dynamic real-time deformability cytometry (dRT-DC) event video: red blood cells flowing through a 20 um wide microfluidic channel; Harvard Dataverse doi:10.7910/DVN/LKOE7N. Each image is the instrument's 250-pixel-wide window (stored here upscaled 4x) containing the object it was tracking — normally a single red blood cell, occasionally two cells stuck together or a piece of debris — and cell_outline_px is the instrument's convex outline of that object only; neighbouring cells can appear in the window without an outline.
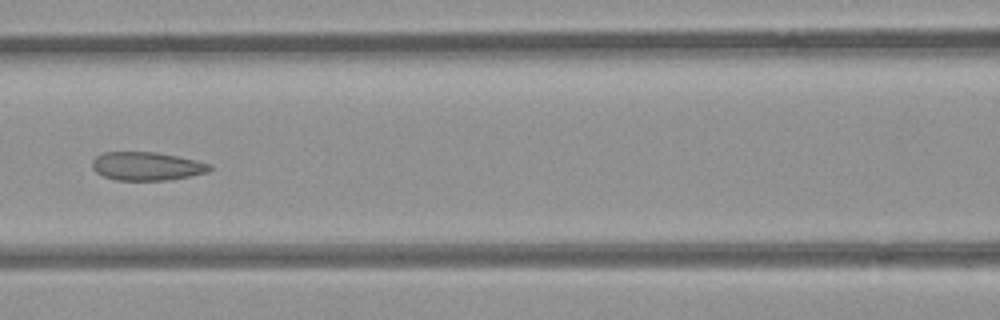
{"species": "common noctule bat (a hibernating species)", "species_latin": "Nyctalus noctula", "temperature_condition": "room temperature", "stored_images_in_passage": 8, "camera_frame_rate_fps": 3000, "um_per_image_px": 0.085, "animal": {"sex": "female", "body_mass_g": 21.9}, "frame": {"image": 1, "passage_image": 6, "time_ms": 6.667, "image_size_px": [1000, 320], "cell_outline_px": [[212, 168], [208, 172], [168, 180], [116, 180], [104, 176], [96, 172], [92, 168], [92, 160], [96, 156], [104, 152], [156, 152], [196, 160], [212, 164]], "centroid_in_image_um": [12.47, 14.12], "position_along_channel_um": 154.1, "area_um2": 19.42}}
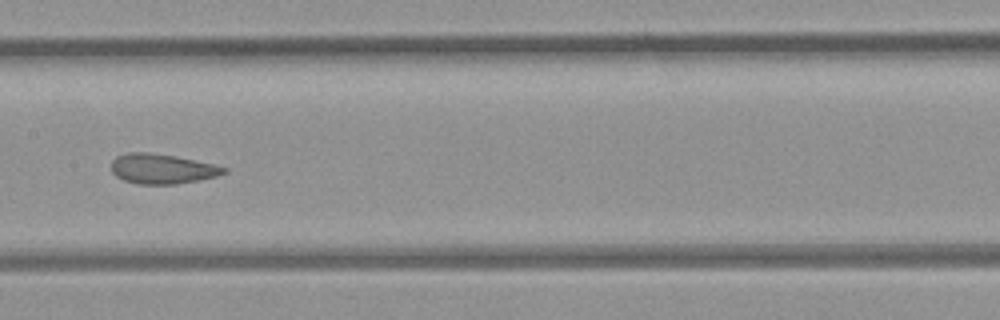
{"frame": {"image": 2, "passage_image": 7, "time_ms": 7.667, "image_size_px": [1000, 320], "cell_outline_px": [[228, 172], [216, 176], [200, 180], [176, 184], [136, 184], [124, 180], [116, 176], [112, 172], [112, 160], [116, 156], [128, 152], [148, 152], [176, 156], [216, 164], [228, 168]], "centroid_in_image_um": [13.8, 14.34], "position_along_channel_um": 193.6, "area_um2": 19.83}}
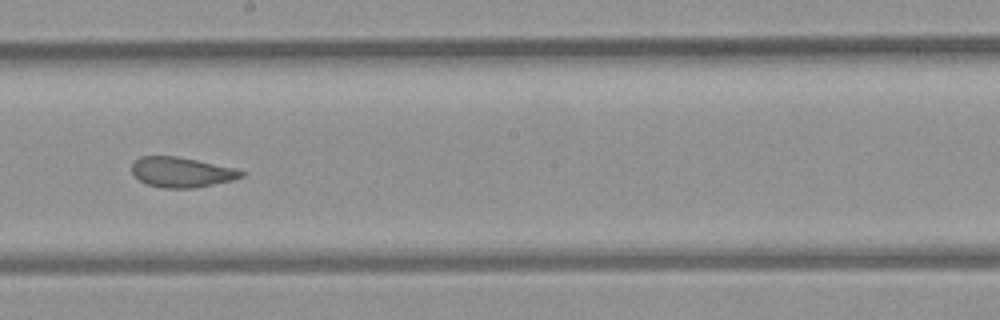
{"frame": {"image": 3, "passage_image": 8, "time_ms": 8.667, "image_size_px": [1000, 320], "cell_outline_px": [[244, 176], [232, 180], [192, 188], [164, 188], [144, 184], [132, 172], [132, 164], [140, 156], [176, 156], [236, 168], [244, 172]], "centroid_in_image_um": [15.42, 14.64], "position_along_channel_um": 232.8, "area_um2": 19.07}}